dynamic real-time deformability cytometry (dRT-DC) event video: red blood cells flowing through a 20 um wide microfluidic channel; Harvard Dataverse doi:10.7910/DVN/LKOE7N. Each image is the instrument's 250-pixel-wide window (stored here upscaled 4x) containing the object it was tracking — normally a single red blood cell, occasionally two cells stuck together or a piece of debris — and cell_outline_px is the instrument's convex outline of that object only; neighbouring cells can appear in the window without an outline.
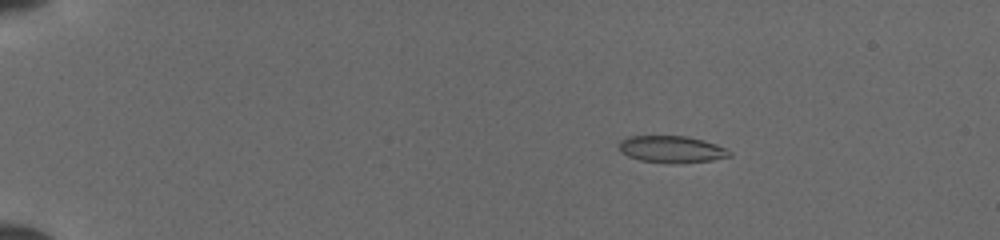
{"species": "common noctule bat (a hibernating species)", "species_latin": "Nyctalus noctula", "temperature_condition": "cold", "stored_images_in_passage": 52, "camera_frame_rate_fps": 3000, "um_per_image_px": 0.085, "animal": {"sex": "female", "body_mass_g": 19.5, "forearm_length_mm": 54.1}, "frame": {"image": 1, "passage_image": 9, "time_ms": 2.667, "image_size_px": [1000, 240], "cell_outline_px": [[732, 156], [712, 160], [676, 164], [640, 160], [628, 156], [620, 152], [620, 140], [628, 136], [684, 136], [704, 140], [716, 144], [732, 152]], "centroid_in_image_um": [57.1, 12.69], "position_along_channel_um": 27.9, "area_um2": 17.34}}
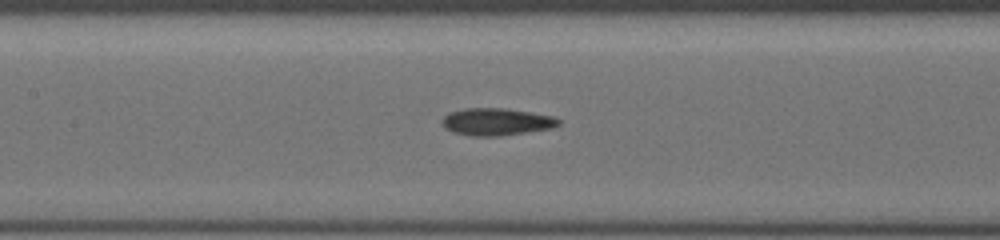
{"frame": {"image": 2, "passage_image": 26, "time_ms": 8.333, "image_size_px": [1000, 240], "cell_outline_px": [[560, 124], [552, 128], [500, 136], [468, 136], [452, 132], [444, 128], [440, 124], [440, 120], [448, 112], [464, 108], [504, 108], [552, 116], [560, 120]], "centroid_in_image_um": [42.11, 10.36], "position_along_channel_um": 165.3, "area_um2": 18.67}}
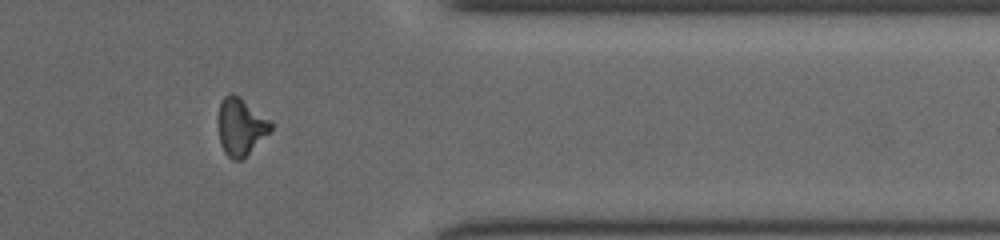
{"frame": {"image": 3, "passage_image": 43, "time_ms": 14.0, "image_size_px": [1000, 240], "cell_outline_px": [[272, 128], [240, 160], [232, 160], [224, 152], [220, 140], [216, 120], [220, 104], [224, 96], [228, 92], [232, 92], [272, 120]], "centroid_in_image_um": [20.42, 10.72], "position_along_channel_um": 391.0, "area_um2": 17.4}}